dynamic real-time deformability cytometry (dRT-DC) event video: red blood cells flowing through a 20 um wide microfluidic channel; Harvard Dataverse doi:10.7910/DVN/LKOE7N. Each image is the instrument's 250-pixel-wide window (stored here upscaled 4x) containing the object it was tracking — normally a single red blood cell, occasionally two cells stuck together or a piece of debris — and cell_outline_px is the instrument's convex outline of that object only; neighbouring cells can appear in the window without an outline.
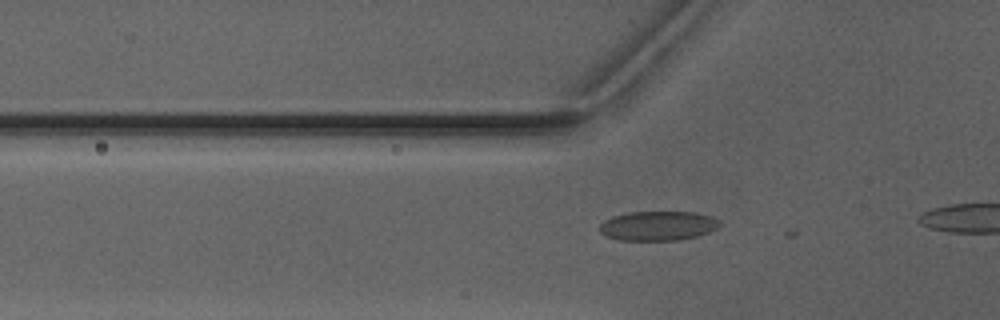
{"species": "Egyptian fruit bat (a non-hibernating species)", "species_latin": "Rousettus aegyptiacus", "temperature_condition": "warm", "stored_images_in_passage": 6, "camera_frame_rate_fps": 3000, "um_per_image_px": 0.085, "animal": {"sex": "male"}, "frame": {"image": 1, "passage_image": 4, "time_ms": 4.333, "image_size_px": [1000, 320], "cell_outline_px": [[724, 224], [708, 232], [696, 236], [680, 240], [620, 240], [608, 236], [600, 232], [600, 224], [604, 220], [612, 216], [628, 212], [696, 212], [720, 220]], "centroid_in_image_um": [55.94, 19.19], "position_along_channel_um": 69.9, "area_um2": 20.58}}
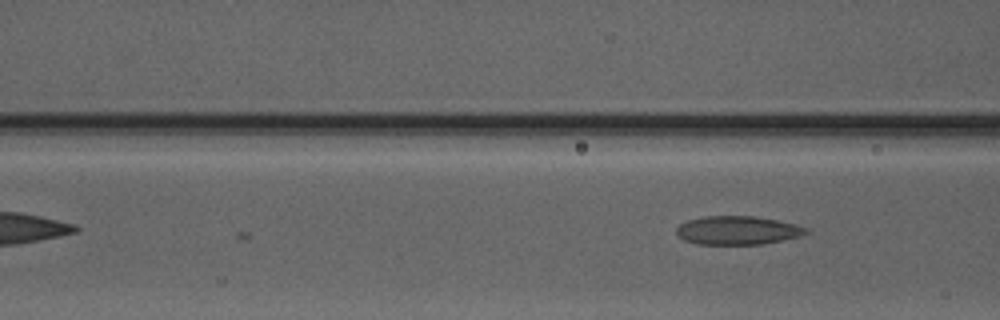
{"frame": {"image": 2, "passage_image": 6, "time_ms": 6.667, "image_size_px": [1000, 320], "cell_outline_px": [[808, 232], [804, 236], [764, 244], [696, 244], [684, 240], [676, 232], [676, 228], [680, 224], [688, 220], [704, 216], [752, 216], [776, 220], [796, 224], [804, 228]], "centroid_in_image_um": [62.7, 19.58], "position_along_channel_um": 103.9, "area_um2": 21.56}}